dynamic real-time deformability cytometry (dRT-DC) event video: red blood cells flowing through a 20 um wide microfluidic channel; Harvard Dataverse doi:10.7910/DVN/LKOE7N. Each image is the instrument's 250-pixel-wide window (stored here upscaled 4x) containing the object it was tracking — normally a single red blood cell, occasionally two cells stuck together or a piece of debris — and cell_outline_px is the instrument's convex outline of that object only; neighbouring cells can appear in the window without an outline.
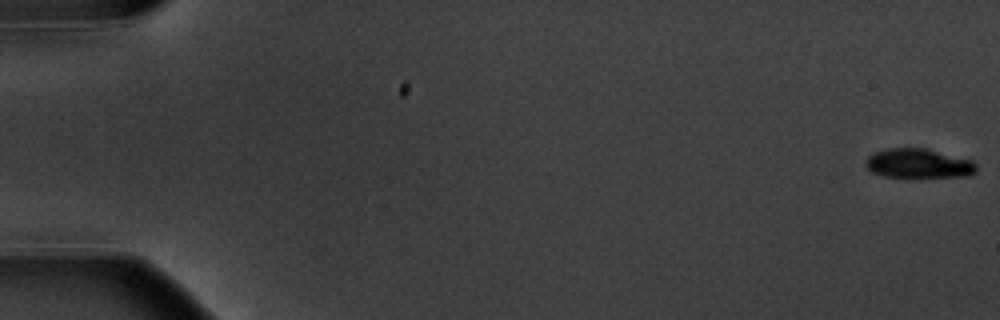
{"species": "common noctule bat (a hibernating species)", "species_latin": "Nyctalus noctula", "temperature_condition": "warm", "stored_images_in_passage": 5, "camera_frame_rate_fps": 3000, "um_per_image_px": 0.085, "animal": {"sex": "male", "body_mass_g": 20.1, "forearm_length_mm": 53.5}, "frame": {"image": 1, "passage_image": 1, "time_ms": 0.0, "image_size_px": [1000, 320], "cell_outline_px": [[976, 172], [972, 176], [884, 176], [872, 172], [864, 164], [864, 160], [872, 152], [888, 148], [928, 148], [972, 160], [976, 164]], "centroid_in_image_um": [78.07, 13.87], "position_along_channel_um": 6.9, "area_um2": 18.96}}
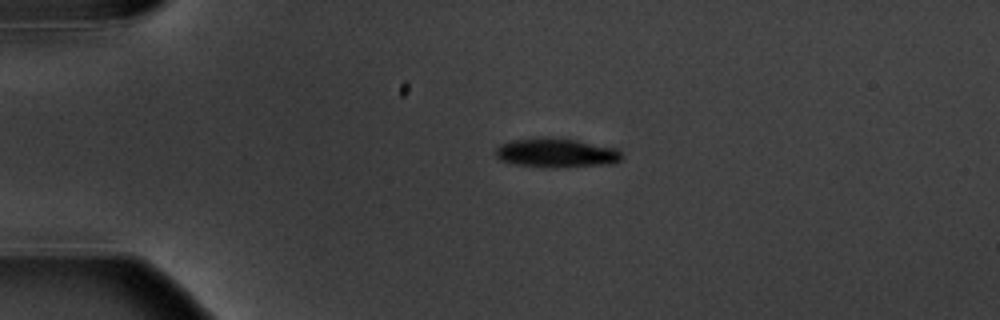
{"frame": {"image": 2, "passage_image": 4, "time_ms": 4.333, "image_size_px": [1000, 320], "cell_outline_px": [[624, 156], [616, 164], [560, 168], [540, 168], [516, 164], [500, 160], [496, 156], [496, 148], [500, 144], [512, 140], [536, 136], [548, 136], [576, 140], [616, 148]], "centroid_in_image_um": [47.29, 13.0], "position_along_channel_um": 37.7, "area_um2": 22.2}}